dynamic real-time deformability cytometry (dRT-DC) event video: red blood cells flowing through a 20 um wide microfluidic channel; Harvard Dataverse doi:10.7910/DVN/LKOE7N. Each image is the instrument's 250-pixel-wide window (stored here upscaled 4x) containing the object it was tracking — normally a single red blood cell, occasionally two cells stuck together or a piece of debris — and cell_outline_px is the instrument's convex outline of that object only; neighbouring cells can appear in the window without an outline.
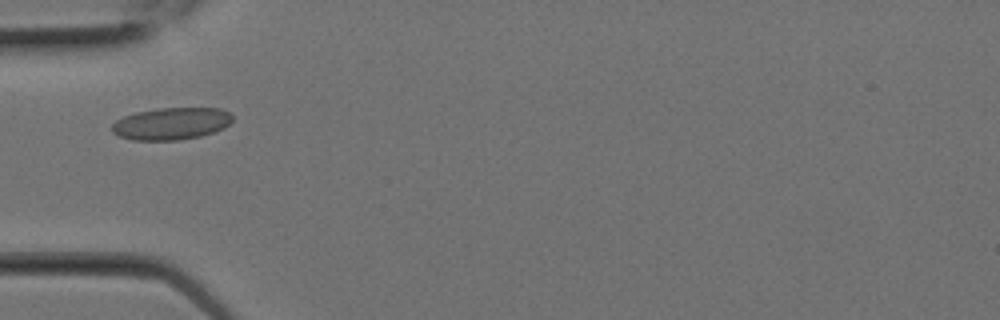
{"species": "Egyptian fruit bat (a non-hibernating species)", "species_latin": "Rousettus aegyptiacus", "temperature_condition": "room temperature", "stored_images_in_passage": 3, "camera_frame_rate_fps": 3000, "um_per_image_px": 0.085, "animal": {"sex": "female"}, "frame": {"image": 1, "passage_image": 1, "time_ms": 0.0, "image_size_px": [1000, 320], "cell_outline_px": [[232, 120], [224, 128], [200, 136], [176, 140], [132, 140], [120, 136], [112, 132], [112, 124], [116, 120], [124, 116], [136, 112], [156, 108], [220, 108], [228, 112], [232, 116]], "centroid_in_image_um": [14.54, 10.5], "position_along_channel_um": 70.5, "area_um2": 22.48}}
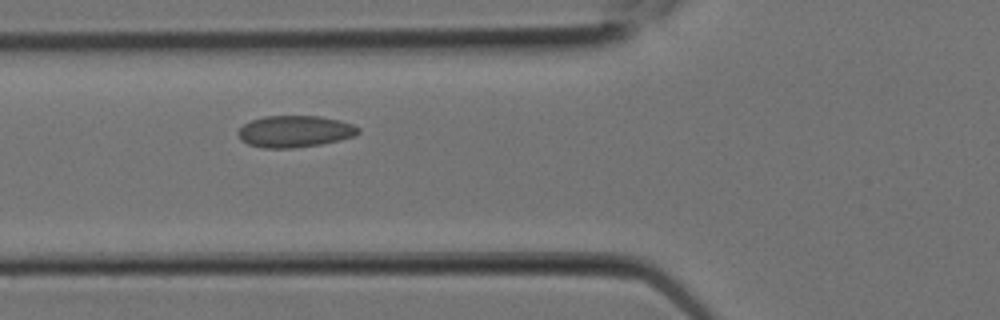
{"frame": {"image": 2, "passage_image": 2, "time_ms": 0.333, "image_size_px": [1000, 320], "cell_outline_px": [[360, 132], [356, 136], [340, 140], [320, 144], [292, 148], [264, 148], [248, 144], [240, 140], [240, 128], [244, 124], [252, 120], [264, 116], [320, 116], [340, 120], [352, 124], [360, 128]], "centroid_in_image_um": [25.1, 11.17], "position_along_channel_um": 100.7, "area_um2": 22.14}}
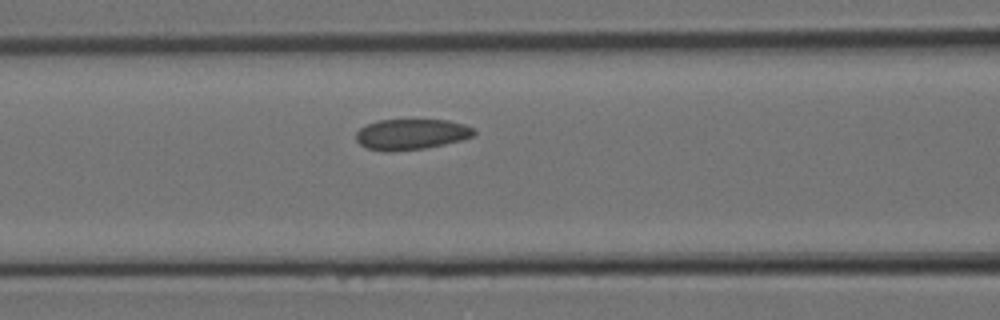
{"frame": {"image": 3, "passage_image": 3, "time_ms": 0.667, "image_size_px": [1000, 320], "cell_outline_px": [[476, 136], [444, 144], [424, 148], [392, 152], [384, 152], [364, 148], [356, 140], [356, 132], [360, 128], [376, 120], [448, 120], [464, 124], [472, 128], [476, 132]], "centroid_in_image_um": [34.93, 11.42], "position_along_channel_um": 131.7, "area_um2": 21.27}}